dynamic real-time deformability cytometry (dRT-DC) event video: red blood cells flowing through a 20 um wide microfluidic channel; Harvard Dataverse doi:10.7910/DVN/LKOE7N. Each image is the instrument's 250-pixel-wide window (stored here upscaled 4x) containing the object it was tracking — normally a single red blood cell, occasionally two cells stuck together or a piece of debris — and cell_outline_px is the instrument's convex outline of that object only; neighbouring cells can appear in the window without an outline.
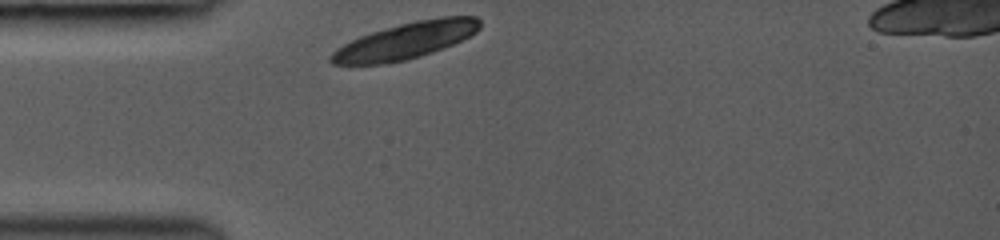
{"species": "common noctule bat (a hibernating species)", "species_latin": "Nyctalus noctula", "temperature_condition": "room temperature", "stored_images_in_passage": 8, "camera_frame_rate_fps": 3000, "um_per_image_px": 0.085, "animal": {"sex": "female", "body_mass_g": 19.0, "forearm_length_mm": 53.3}, "frame": {"image": 1, "passage_image": 1, "time_ms": 0.0, "image_size_px": [1000, 240], "cell_outline_px": [[480, 28], [476, 32], [452, 44], [432, 52], [420, 56], [404, 60], [380, 64], [332, 64], [328, 60], [328, 56], [336, 48], [360, 36], [384, 28], [416, 20], [440, 16], [476, 16], [480, 20]], "centroid_in_image_um": [34.46, 3.45], "position_along_channel_um": 50.5, "area_um2": 31.33}}